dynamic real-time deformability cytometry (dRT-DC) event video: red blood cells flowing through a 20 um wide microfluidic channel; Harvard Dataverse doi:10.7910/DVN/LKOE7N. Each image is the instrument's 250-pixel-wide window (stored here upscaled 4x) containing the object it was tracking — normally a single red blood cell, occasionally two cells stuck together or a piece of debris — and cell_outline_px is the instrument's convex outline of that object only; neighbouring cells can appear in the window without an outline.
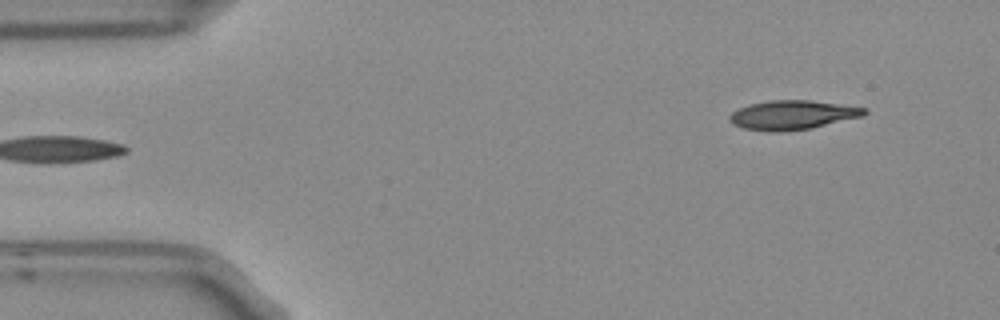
{"species": "Egyptian fruit bat (a non-hibernating species)", "species_latin": "Rousettus aegyptiacus", "temperature_condition": "room temperature", "stored_images_in_passage": 5, "segment_of_instrument_passage": [2, 2], "camera_frame_rate_fps": 3000, "um_per_image_px": 0.085, "frame": {"image": 1, "passage_image": 5, "time_ms": 1.333, "image_size_px": [1000, 320], "cell_outline_px": [[868, 112], [864, 116], [812, 128], [780, 132], [772, 132], [744, 128], [732, 124], [728, 120], [728, 116], [732, 112], [748, 104], [768, 100], [808, 100], [868, 108]], "centroid_in_image_um": [67.35, 9.77], "position_along_channel_um": 17.6, "area_um2": 23.06}}